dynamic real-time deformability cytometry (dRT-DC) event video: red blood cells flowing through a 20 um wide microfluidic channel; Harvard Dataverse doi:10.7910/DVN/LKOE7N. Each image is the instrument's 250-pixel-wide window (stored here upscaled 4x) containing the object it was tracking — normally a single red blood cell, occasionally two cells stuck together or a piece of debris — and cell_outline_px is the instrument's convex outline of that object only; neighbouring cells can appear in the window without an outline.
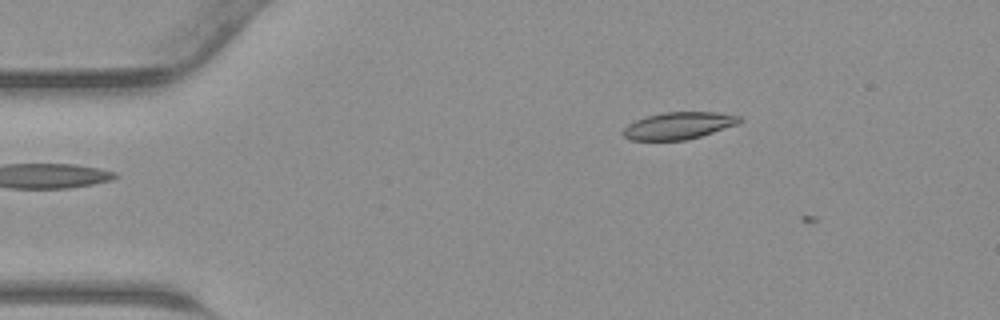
{"species": "common noctule bat (a hibernating species)", "species_latin": "Nyctalus noctula", "temperature_condition": "warm", "stored_images_in_passage": 6, "camera_frame_rate_fps": 3000, "um_per_image_px": 0.085, "animal": {"sex": "male", "body_mass_g": 23.1, "forearm_length_mm": 52.7}, "frame": {"image": 1, "passage_image": 5, "time_ms": 1.333, "image_size_px": [1000, 320], "cell_outline_px": [[744, 120], [740, 124], [700, 136], [684, 140], [628, 140], [620, 132], [628, 124], [636, 120], [648, 116], [664, 112], [716, 112], [744, 116]], "centroid_in_image_um": [57.73, 10.67], "position_along_channel_um": 27.3, "area_um2": 18.55}}